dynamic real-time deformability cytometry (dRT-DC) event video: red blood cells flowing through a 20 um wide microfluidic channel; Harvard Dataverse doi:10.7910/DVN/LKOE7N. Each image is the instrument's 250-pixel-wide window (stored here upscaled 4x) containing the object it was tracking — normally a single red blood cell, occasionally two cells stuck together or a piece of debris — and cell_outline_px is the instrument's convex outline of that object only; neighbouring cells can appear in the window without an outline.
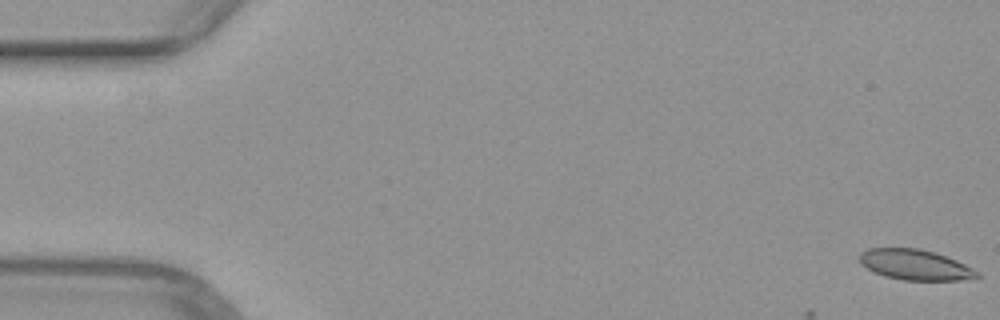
{"species": "common noctule bat (a hibernating species)", "species_latin": "Nyctalus noctula", "temperature_condition": "warm", "stored_images_in_passage": 7, "camera_frame_rate_fps": 3000, "um_per_image_px": 0.085, "animal": {"sex": "female", "body_mass_g": 29.2, "forearm_length_mm": 56.3}, "frame": {"image": 1, "passage_image": 1, "time_ms": 0.0, "image_size_px": [1000, 320], "cell_outline_px": [[980, 276], [960, 280], [904, 280], [884, 276], [860, 264], [860, 252], [868, 248], [920, 248], [936, 252], [956, 260], [980, 272]], "centroid_in_image_um": [77.79, 22.49], "position_along_channel_um": 7.2, "area_um2": 20.81}}